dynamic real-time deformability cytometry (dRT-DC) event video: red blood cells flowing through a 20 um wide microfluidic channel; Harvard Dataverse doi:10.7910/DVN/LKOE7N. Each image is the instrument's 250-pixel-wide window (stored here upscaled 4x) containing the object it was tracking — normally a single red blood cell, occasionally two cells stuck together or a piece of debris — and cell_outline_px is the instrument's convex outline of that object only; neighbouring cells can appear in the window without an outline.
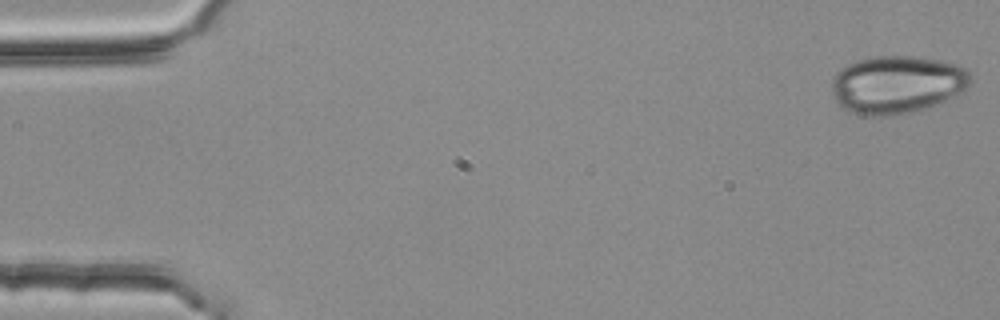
{"species": "common noctule bat (a hibernating species)", "species_latin": "Nyctalus noctula", "temperature_condition": "room temperature", "stored_images_in_passage": 3, "camera_frame_rate_fps": 3000, "um_per_image_px": 0.085, "animal": {"sex": "female", "body_mass_g": 25.1}, "frame": {"image": 1, "passage_image": 1, "time_ms": 0.0, "image_size_px": [1000, 320], "cell_outline_px": [[972, 80], [964, 92], [948, 100], [920, 112], [884, 116], [868, 116], [848, 112], [832, 96], [832, 76], [836, 72], [848, 64], [856, 60], [872, 56], [916, 56], [940, 60], [956, 64], [964, 68], [972, 76]], "centroid_in_image_um": [76.27, 7.2], "position_along_channel_um": 8.7, "area_um2": 47.74}}